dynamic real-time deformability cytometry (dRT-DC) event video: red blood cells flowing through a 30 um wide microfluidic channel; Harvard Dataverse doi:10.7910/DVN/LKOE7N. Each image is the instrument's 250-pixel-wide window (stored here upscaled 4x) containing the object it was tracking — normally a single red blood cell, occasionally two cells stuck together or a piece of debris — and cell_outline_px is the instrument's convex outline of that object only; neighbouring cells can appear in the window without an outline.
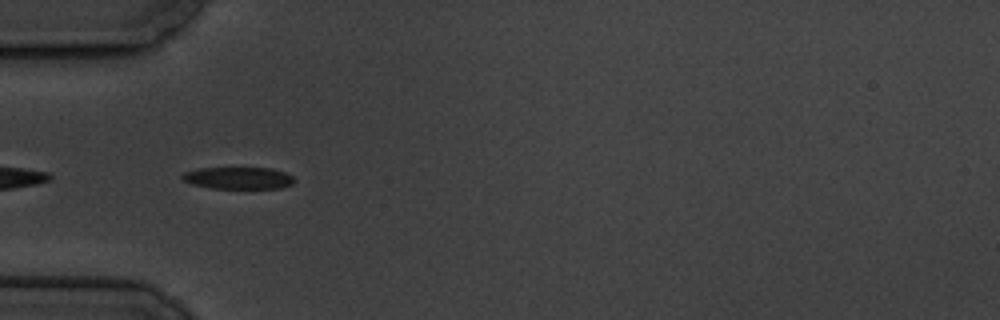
{"species": "common noctule bat (a hibernating species)", "species_latin": "Nyctalus noctula", "temperature_condition": "cold", "stored_images_in_passage": 41, "camera_frame_rate_fps": 3000, "um_per_image_px": 0.085, "animal": {"sex": "male", "body_mass_g": 19.5, "forearm_length_mm": 54.6}, "frame": {"image": 1, "passage_image": 2, "time_ms": 0.333, "image_size_px": [1000, 320], "cell_outline_px": [[296, 180], [292, 184], [280, 188], [212, 188], [192, 184], [184, 180], [180, 176], [184, 172], [200, 168], [272, 168], [284, 172], [292, 176]], "centroid_in_image_um": [20.27, 15.13], "position_along_channel_um": 64.7, "area_um2": 14.28}}
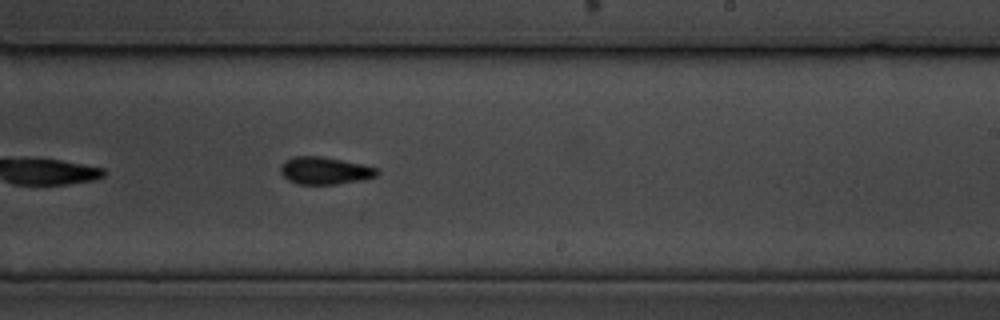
{"frame": {"image": 2, "passage_image": 19, "time_ms": 6.0, "image_size_px": [1000, 320], "cell_outline_px": [[380, 172], [376, 176], [360, 180], [336, 184], [296, 184], [288, 180], [280, 172], [280, 164], [284, 160], [296, 156], [320, 156], [380, 168]], "centroid_in_image_um": [27.58, 14.5], "position_along_channel_um": 261.4, "area_um2": 15.37}}
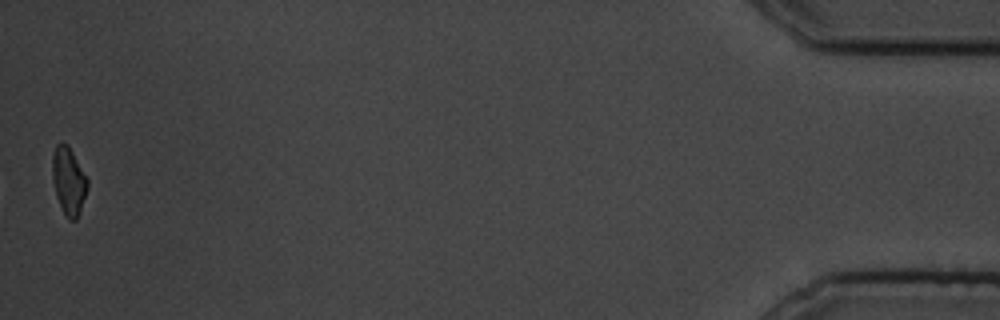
{"frame": {"image": 3, "passage_image": 41, "time_ms": 13.333, "image_size_px": [1000, 320], "cell_outline_px": [[88, 188], [76, 220], [68, 220], [56, 196], [52, 180], [52, 156], [56, 144], [68, 144], [88, 180]], "centroid_in_image_um": [5.82, 15.37], "position_along_channel_um": 429.4, "area_um2": 13.64}, "authors_computed_cell_mechanics": {"area_um2": 14.9702, "velocity_mm_per_s": 3.4978, "shape_relaxation_time_tau1_ms": 3.5657, "shape_relaxation_time_tau2_ms": 4.1775, "deformation_change_tau1": 0.1376, "deformation_change_tau2": 0.1059}}